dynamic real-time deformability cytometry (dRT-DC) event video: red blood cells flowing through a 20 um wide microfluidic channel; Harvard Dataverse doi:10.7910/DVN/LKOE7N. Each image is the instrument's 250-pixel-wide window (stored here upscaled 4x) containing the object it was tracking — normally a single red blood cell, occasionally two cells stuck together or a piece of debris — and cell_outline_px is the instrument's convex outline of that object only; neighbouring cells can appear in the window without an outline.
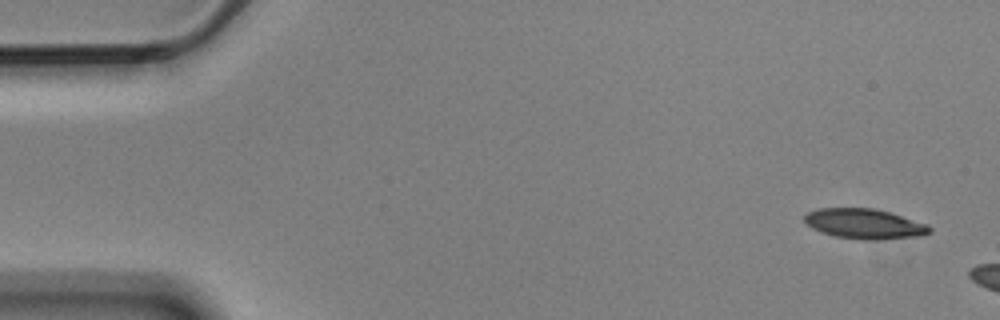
{"species": "Egyptian fruit bat (a non-hibernating species)", "species_latin": "Rousettus aegyptiacus", "temperature_condition": "cold", "stored_images_in_passage": 2, "camera_frame_rate_fps": 3000, "um_per_image_px": 0.085, "animal": {"sex": "male"}, "frame": {"image": 1, "passage_image": 1, "time_ms": 0.0, "image_size_px": [1000, 320], "cell_outline_px": [[932, 232], [924, 236], [872, 240], [864, 240], [836, 236], [812, 228], [804, 220], [804, 216], [808, 212], [820, 208], [876, 208], [928, 224], [932, 228]], "centroid_in_image_um": [73.54, 19.02], "position_along_channel_um": 11.5, "area_um2": 21.91}}